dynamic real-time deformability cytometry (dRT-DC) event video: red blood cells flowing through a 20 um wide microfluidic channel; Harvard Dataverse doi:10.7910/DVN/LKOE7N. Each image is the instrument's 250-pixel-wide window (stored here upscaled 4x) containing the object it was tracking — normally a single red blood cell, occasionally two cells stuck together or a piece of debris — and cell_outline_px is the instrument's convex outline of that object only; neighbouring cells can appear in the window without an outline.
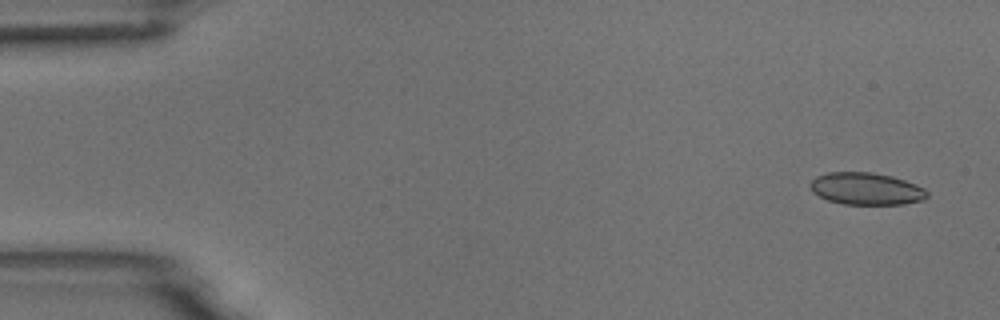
{"species": "common noctule bat (a hibernating species)", "species_latin": "Nyctalus noctula", "temperature_condition": "room temperature", "stored_images_in_passage": 4, "camera_frame_rate_fps": 3000, "um_per_image_px": 0.085, "animal": {"sex": "male", "body_mass_g": 18.8}, "frame": {"image": 1, "passage_image": 1, "time_ms": 0.0, "image_size_px": [1000, 320], "cell_outline_px": [[928, 196], [924, 200], [904, 204], [844, 204], [828, 200], [812, 192], [808, 184], [816, 176], [828, 172], [872, 172], [892, 176], [916, 184], [924, 188], [928, 192]], "centroid_in_image_um": [73.63, 16.04], "position_along_channel_um": 11.4, "area_um2": 22.02}}
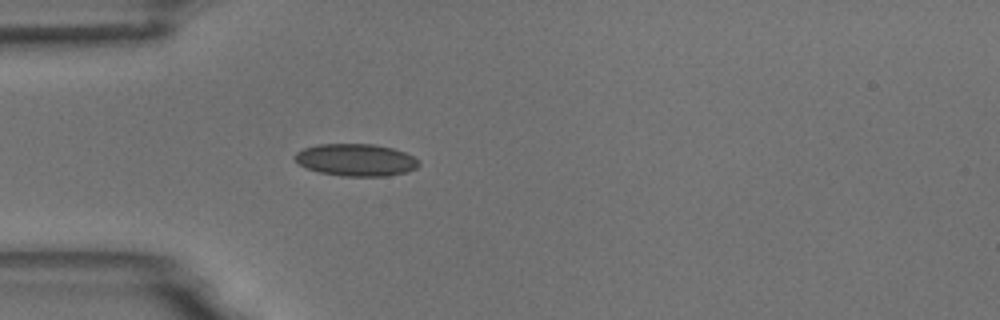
{"frame": {"image": 2, "passage_image": 4, "time_ms": 4.333, "image_size_px": [1000, 320], "cell_outline_px": [[420, 164], [416, 168], [408, 172], [388, 176], [340, 176], [320, 172], [308, 168], [300, 164], [292, 156], [296, 152], [304, 148], [320, 144], [372, 144], [392, 148], [404, 152], [420, 160]], "centroid_in_image_um": [30.28, 13.6], "position_along_channel_um": 54.7, "area_um2": 23.29}}